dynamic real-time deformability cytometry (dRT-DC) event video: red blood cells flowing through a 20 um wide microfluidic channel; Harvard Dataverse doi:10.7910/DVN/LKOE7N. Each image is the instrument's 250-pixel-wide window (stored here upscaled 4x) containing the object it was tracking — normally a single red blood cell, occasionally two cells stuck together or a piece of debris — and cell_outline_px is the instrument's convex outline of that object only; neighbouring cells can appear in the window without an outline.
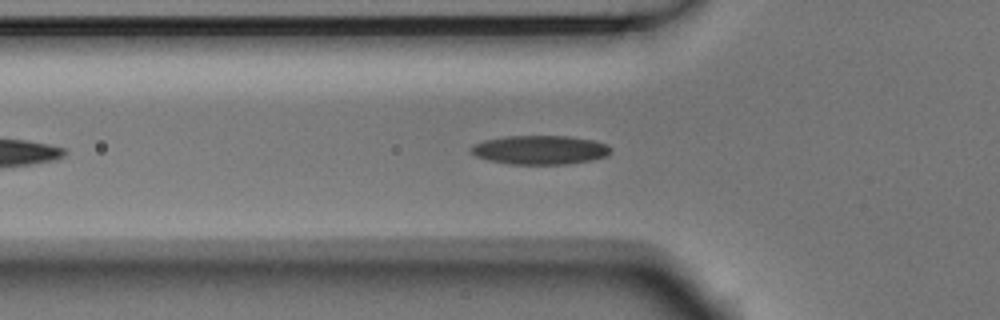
{"species": "Egyptian fruit bat (a non-hibernating species)", "species_latin": "Rousettus aegyptiacus", "temperature_condition": "room temperature", "stored_images_in_passage": 30, "camera_frame_rate_fps": 3000, "um_per_image_px": 0.085, "animal": {"sex": "male"}, "frame": {"image": 1, "passage_image": 9, "time_ms": 2.667, "image_size_px": [1000, 320], "cell_outline_px": [[612, 152], [608, 156], [592, 160], [568, 164], [508, 164], [488, 160], [476, 156], [472, 152], [472, 144], [484, 140], [504, 136], [568, 136], [592, 140], [608, 144], [612, 148]], "centroid_in_image_um": [45.94, 12.74], "position_along_channel_um": 79.9, "area_um2": 23.76}}
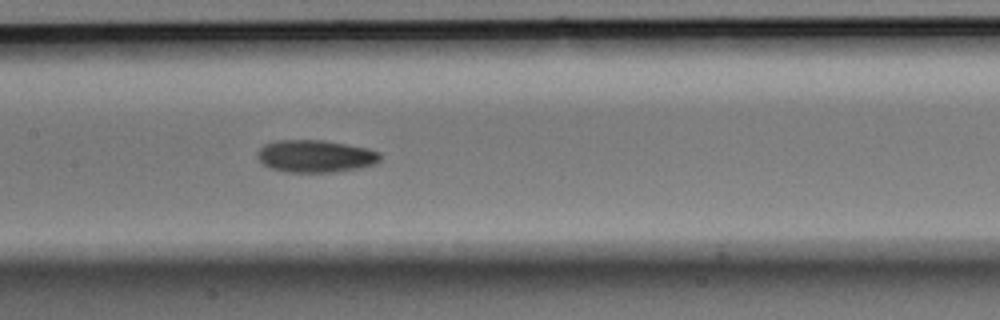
{"frame": {"image": 2, "passage_image": 17, "time_ms": 5.333, "image_size_px": [1000, 320], "cell_outline_px": [[380, 160], [372, 164], [360, 168], [336, 172], [284, 172], [272, 168], [264, 164], [256, 156], [256, 152], [264, 144], [276, 140], [324, 140], [368, 148], [380, 152]], "centroid_in_image_um": [26.8, 13.27], "position_along_channel_um": 180.6, "area_um2": 23.24}}
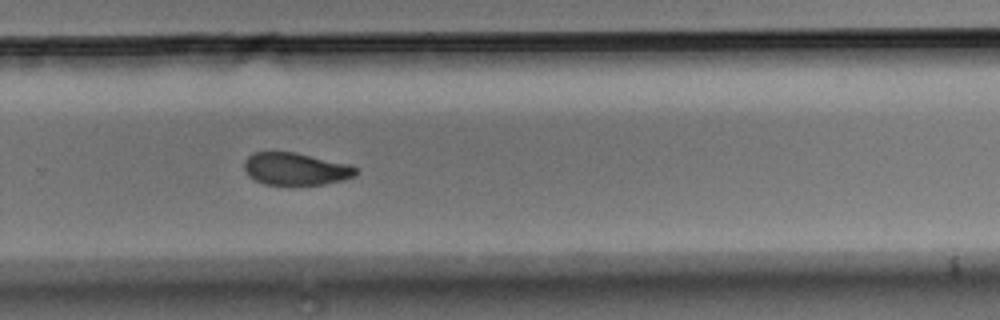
{"frame": {"image": 3, "passage_image": 27, "time_ms": 8.667, "image_size_px": [1000, 320], "cell_outline_px": [[356, 172], [352, 176], [344, 180], [324, 184], [264, 184], [248, 176], [244, 172], [244, 160], [248, 156], [256, 152], [296, 152], [348, 164], [356, 168]], "centroid_in_image_um": [25.08, 14.35], "position_along_channel_um": 304.7, "area_um2": 20.87}}